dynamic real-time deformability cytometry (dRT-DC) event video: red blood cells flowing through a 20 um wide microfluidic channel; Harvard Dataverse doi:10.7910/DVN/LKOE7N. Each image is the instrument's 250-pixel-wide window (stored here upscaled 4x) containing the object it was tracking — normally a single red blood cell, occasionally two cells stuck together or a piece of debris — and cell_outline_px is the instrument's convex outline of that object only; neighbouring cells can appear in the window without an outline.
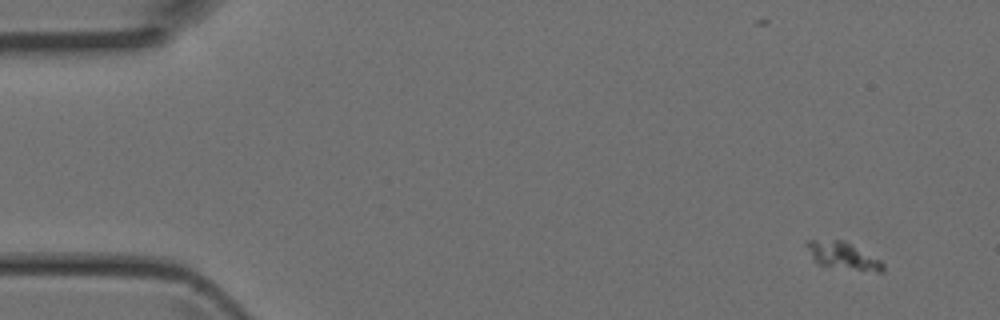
{"species": "Egyptian fruit bat (a non-hibernating species)", "species_latin": "Rousettus aegyptiacus", "temperature_condition": "room temperature", "stored_images_in_passage": 4, "camera_frame_rate_fps": 3000, "um_per_image_px": 0.085, "animal": {"sex": "female"}, "frame": {"image": 1, "passage_image": 1, "time_ms": 0.0, "image_size_px": [1000, 320], "cell_outline_px": [[884, 272], [880, 272], [820, 264], [812, 260], [804, 244], [804, 240], [844, 240], [880, 260], [884, 264]], "centroid_in_image_um": [71.59, 21.7], "position_along_channel_um": 13.4, "area_um2": 11.79}}
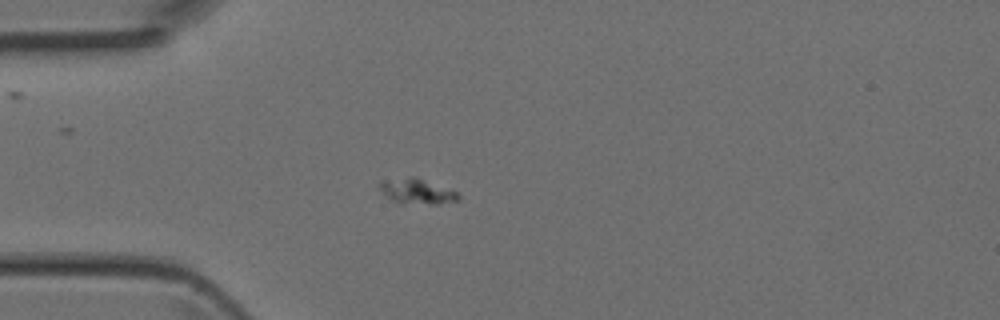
{"frame": {"image": 2, "passage_image": 4, "time_ms": 1.0, "image_size_px": [1000, 320], "cell_outline_px": [[460, 200], [436, 204], [400, 204], [392, 200], [380, 188], [380, 184], [408, 176], [416, 176], [452, 188], [460, 196]], "centroid_in_image_um": [35.57, 16.28], "position_along_channel_um": 49.4, "area_um2": 11.56}}